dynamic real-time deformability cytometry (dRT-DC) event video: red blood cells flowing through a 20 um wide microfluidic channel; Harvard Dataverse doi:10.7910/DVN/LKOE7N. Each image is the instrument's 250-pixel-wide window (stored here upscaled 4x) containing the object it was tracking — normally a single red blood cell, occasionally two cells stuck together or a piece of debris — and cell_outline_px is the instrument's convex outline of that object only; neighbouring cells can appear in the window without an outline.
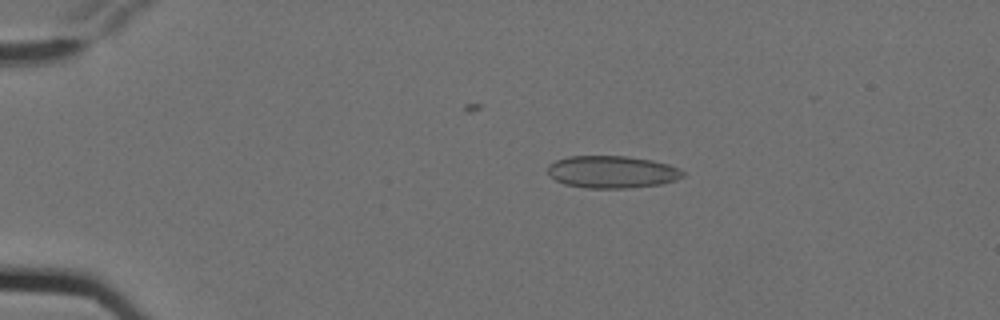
{"species": "Egyptian fruit bat (a non-hibernating species)", "species_latin": "Rousettus aegyptiacus", "temperature_condition": "cold", "stored_images_in_passage": 6, "camera_frame_rate_fps": 3000, "um_per_image_px": 0.085, "animal": {"sex": "female"}, "frame": {"image": 1, "passage_image": 2, "time_ms": 0.333, "image_size_px": [1000, 320], "cell_outline_px": [[684, 176], [676, 180], [660, 184], [628, 188], [584, 188], [564, 184], [556, 180], [548, 172], [548, 164], [556, 160], [568, 156], [628, 156], [652, 160], [668, 164], [680, 168], [684, 172]], "centroid_in_image_um": [52.03, 14.61], "position_along_channel_um": 33.0, "area_um2": 25.55}}
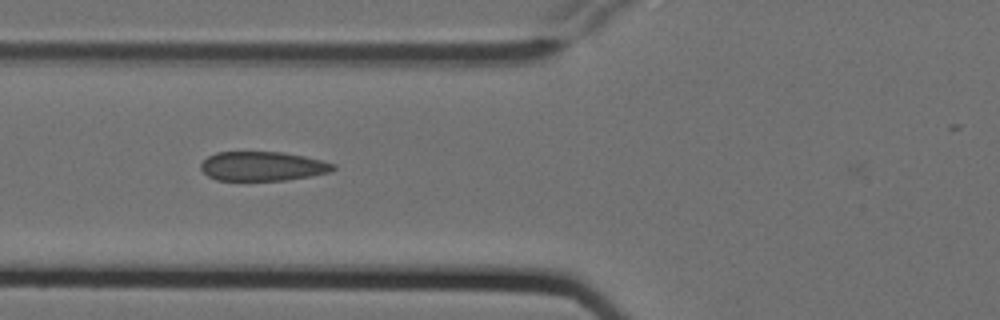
{"frame": {"image": 2, "passage_image": 5, "time_ms": 1.333, "image_size_px": [1000, 320], "cell_outline_px": [[336, 168], [328, 172], [312, 176], [284, 180], [216, 180], [208, 176], [200, 168], [200, 164], [208, 156], [216, 152], [284, 152], [304, 156], [336, 164]], "centroid_in_image_um": [22.31, 14.12], "position_along_channel_um": 103.5, "area_um2": 22.54}}
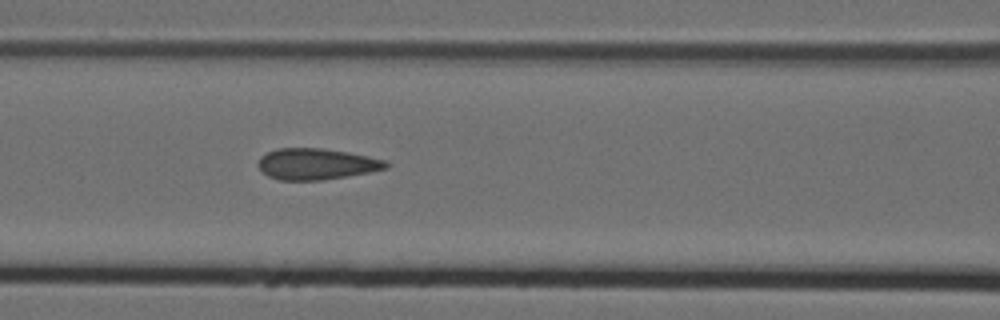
{"frame": {"image": 3, "passage_image": 6, "time_ms": 1.667, "image_size_px": [1000, 320], "cell_outline_px": [[388, 168], [368, 172], [320, 180], [280, 180], [268, 176], [256, 164], [260, 156], [276, 148], [320, 148], [348, 152], [388, 160]], "centroid_in_image_um": [26.88, 13.93], "position_along_channel_um": 139.7, "area_um2": 23.12}}